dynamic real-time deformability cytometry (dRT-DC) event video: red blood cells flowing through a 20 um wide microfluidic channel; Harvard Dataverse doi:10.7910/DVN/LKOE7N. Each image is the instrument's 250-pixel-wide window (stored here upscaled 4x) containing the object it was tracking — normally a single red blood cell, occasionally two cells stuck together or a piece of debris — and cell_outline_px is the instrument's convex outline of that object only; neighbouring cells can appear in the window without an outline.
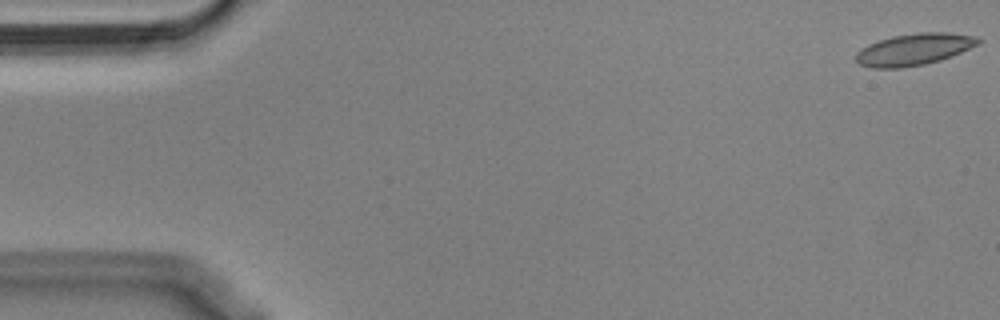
{"species": "Egyptian fruit bat (a non-hibernating species)", "species_latin": "Rousettus aegyptiacus", "temperature_condition": "cold", "stored_images_in_passage": 55, "camera_frame_rate_fps": 3000, "um_per_image_px": 0.085, "animal": {"sex": "male"}, "frame": {"image": 1, "passage_image": 1, "time_ms": 0.0, "image_size_px": [1000, 320], "cell_outline_px": [[984, 40], [980, 44], [940, 60], [924, 64], [900, 68], [868, 68], [860, 64], [856, 60], [856, 52], [868, 44], [892, 36], [920, 32], [948, 32], [972, 36]], "centroid_in_image_um": [77.69, 4.19], "position_along_channel_um": 7.3, "area_um2": 22.54}}
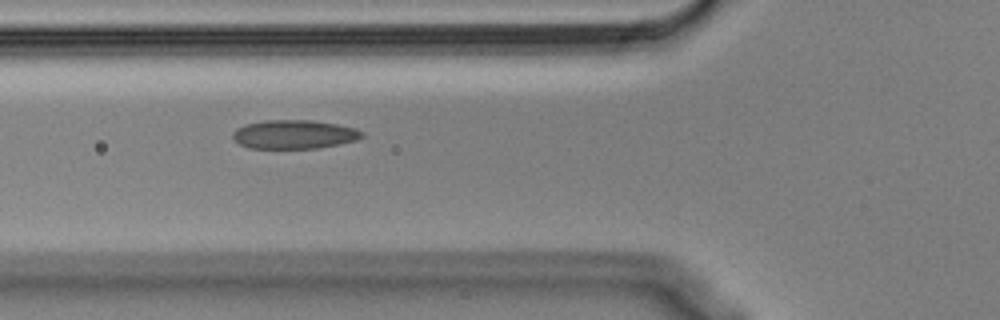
{"frame": {"image": 2, "passage_image": 20, "time_ms": 6.333, "image_size_px": [1000, 320], "cell_outline_px": [[364, 136], [356, 140], [316, 148], [248, 148], [240, 144], [232, 136], [232, 132], [236, 128], [244, 124], [264, 120], [312, 120], [336, 124], [356, 128], [364, 132]], "centroid_in_image_um": [24.98, 11.41], "position_along_channel_um": 100.8, "area_um2": 21.68}}
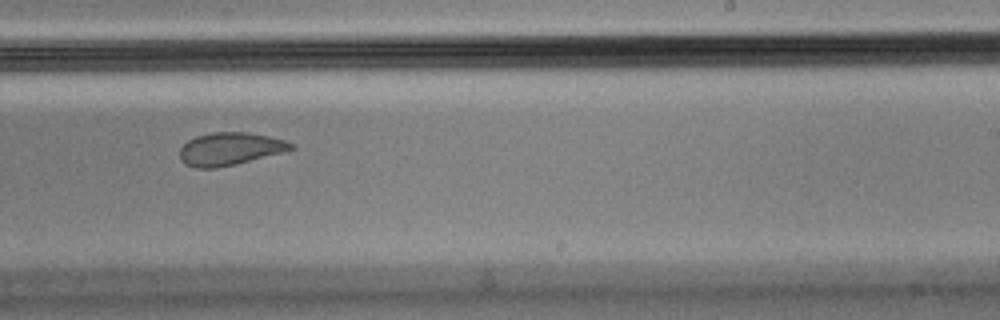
{"frame": {"image": 3, "passage_image": 34, "time_ms": 11.0, "image_size_px": [1000, 320], "cell_outline_px": [[296, 148], [284, 152], [236, 164], [216, 168], [196, 168], [184, 164], [180, 160], [180, 148], [188, 140], [196, 136], [212, 132], [248, 132], [268, 136], [284, 140], [292, 144]], "centroid_in_image_um": [19.52, 12.66], "position_along_channel_um": 269.5, "area_um2": 21.27}, "authors_computed_cell_mechanics": {"area_um2": 22.3108, "velocity_mm_per_s": 3.6079, "shape_relaxation_time_tau1_ms": null, "shape_relaxation_time_tau2_ms": 1.8663, "deformation_change_tau1": null, "deformation_change_tau2": 0.0564}}